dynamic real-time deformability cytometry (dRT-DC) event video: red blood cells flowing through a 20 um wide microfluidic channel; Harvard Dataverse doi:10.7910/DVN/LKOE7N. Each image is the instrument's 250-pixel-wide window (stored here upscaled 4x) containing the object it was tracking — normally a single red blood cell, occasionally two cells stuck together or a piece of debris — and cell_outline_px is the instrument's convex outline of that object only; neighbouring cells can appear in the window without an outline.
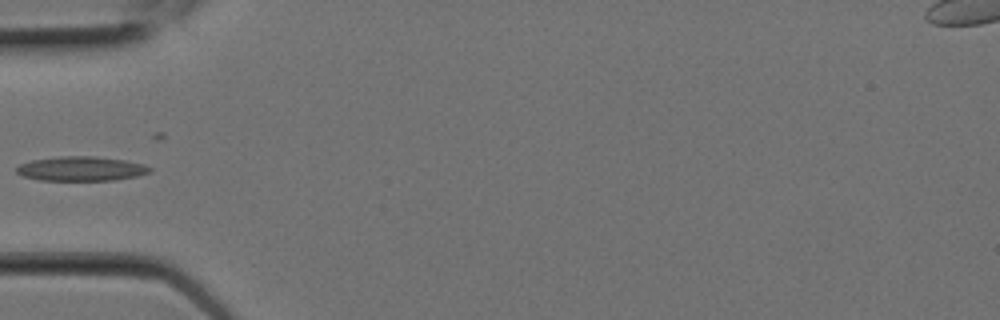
{"species": "Egyptian fruit bat (a non-hibernating species)", "species_latin": "Rousettus aegyptiacus", "temperature_condition": "room temperature", "stored_images_in_passage": 11, "camera_frame_rate_fps": 3000, "um_per_image_px": 0.085, "animal": {"sex": "female"}, "frame": {"image": 1, "passage_image": 7, "time_ms": 2.0, "image_size_px": [1000, 320], "cell_outline_px": [[152, 168], [148, 172], [136, 176], [116, 180], [40, 180], [24, 176], [16, 172], [16, 168], [20, 164], [32, 160], [60, 156], [96, 156], [124, 160], [144, 164]], "centroid_in_image_um": [6.89, 14.33], "position_along_channel_um": 78.1, "area_um2": 18.84}}
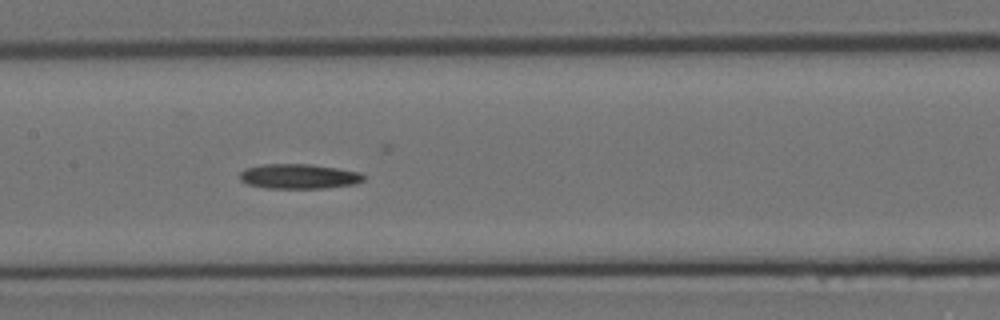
{"frame": {"image": 2, "passage_image": 10, "time_ms": 3.0, "image_size_px": [1000, 320], "cell_outline_px": [[364, 180], [352, 184], [324, 188], [264, 188], [248, 184], [240, 180], [240, 172], [244, 168], [264, 164], [312, 164], [360, 172], [364, 176]], "centroid_in_image_um": [25.36, 14.98], "position_along_channel_um": 182.0, "area_um2": 17.86}}
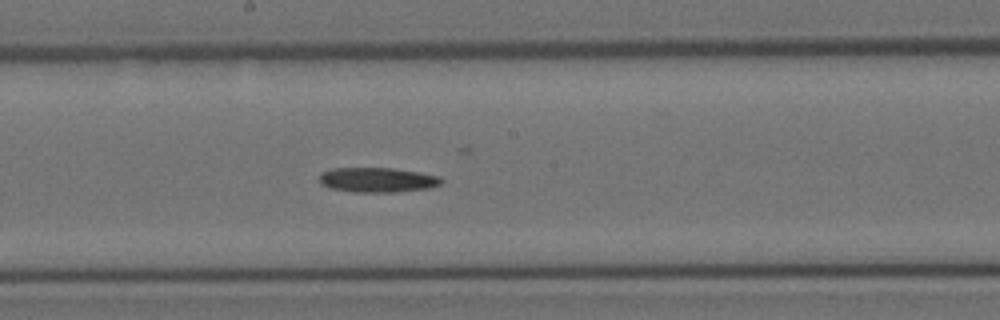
{"frame": {"image": 3, "passage_image": 11, "time_ms": 3.333, "image_size_px": [1000, 320], "cell_outline_px": [[444, 180], [440, 184], [428, 188], [396, 192], [352, 192], [328, 188], [320, 184], [320, 172], [332, 168], [392, 168], [420, 172], [440, 176]], "centroid_in_image_um": [32.06, 15.29], "position_along_channel_um": 216.1, "area_um2": 17.8}}